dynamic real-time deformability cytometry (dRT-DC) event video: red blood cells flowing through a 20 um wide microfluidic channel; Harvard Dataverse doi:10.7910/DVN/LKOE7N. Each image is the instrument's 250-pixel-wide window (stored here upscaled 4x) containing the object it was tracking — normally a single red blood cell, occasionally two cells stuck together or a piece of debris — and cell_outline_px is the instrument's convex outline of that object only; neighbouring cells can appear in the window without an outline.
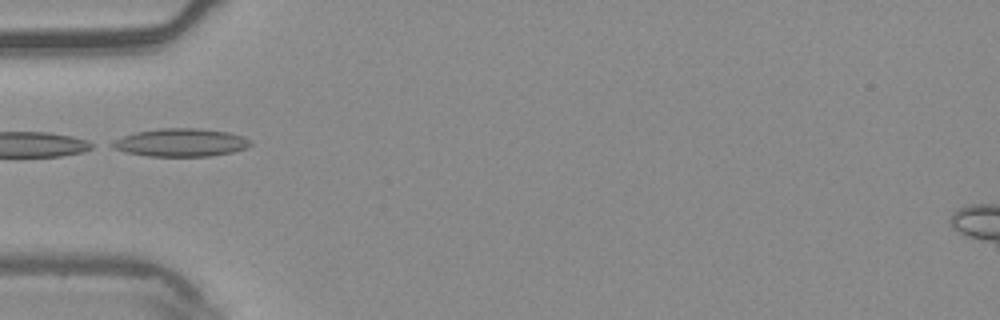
{"species": "common noctule bat (a hibernating species)", "species_latin": "Nyctalus noctula", "temperature_condition": "warm", "stored_images_in_passage": 8, "camera_frame_rate_fps": 3000, "um_per_image_px": 0.085, "animal": {"sex": "male", "body_mass_g": 20.4}, "frame": {"image": 1, "passage_image": 5, "time_ms": 1.333, "image_size_px": [1000, 320], "cell_outline_px": [[252, 144], [248, 148], [232, 152], [208, 156], [148, 156], [124, 152], [112, 148], [108, 144], [124, 136], [136, 132], [160, 128], [200, 128], [228, 132], [244, 136], [252, 140]], "centroid_in_image_um": [15.4, 12.11], "position_along_channel_um": 69.6, "area_um2": 22.72}}
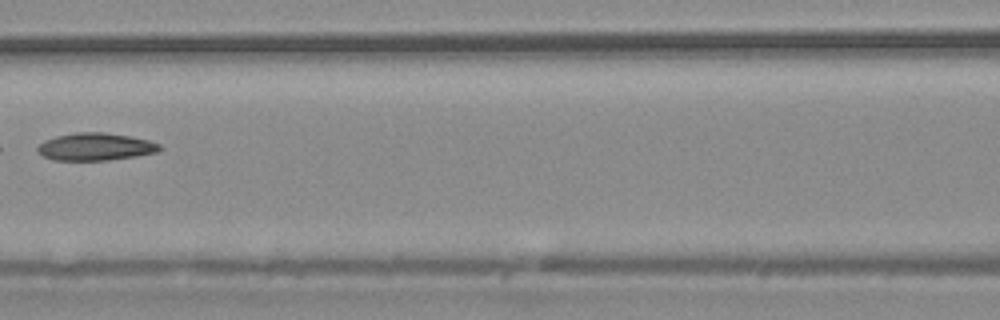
{"frame": {"image": 2, "passage_image": 7, "time_ms": 2.0, "image_size_px": [1000, 320], "cell_outline_px": [[160, 152], [136, 156], [108, 160], [52, 160], [36, 152], [36, 148], [44, 140], [56, 136], [76, 132], [104, 132], [132, 136], [148, 140], [160, 144]], "centroid_in_image_um": [8.11, 12.47], "position_along_channel_um": 158.5, "area_um2": 19.71}}
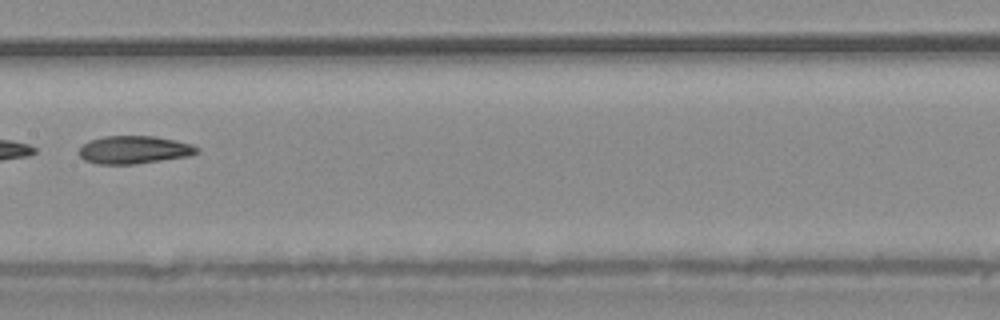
{"frame": {"image": 3, "passage_image": 8, "time_ms": 2.333, "image_size_px": [1000, 320], "cell_outline_px": [[200, 152], [188, 156], [132, 164], [96, 164], [84, 160], [76, 152], [84, 144], [92, 140], [104, 136], [156, 136], [176, 140], [192, 144], [200, 148]], "centroid_in_image_um": [11.4, 12.73], "position_along_channel_um": 196.0, "area_um2": 19.19}}